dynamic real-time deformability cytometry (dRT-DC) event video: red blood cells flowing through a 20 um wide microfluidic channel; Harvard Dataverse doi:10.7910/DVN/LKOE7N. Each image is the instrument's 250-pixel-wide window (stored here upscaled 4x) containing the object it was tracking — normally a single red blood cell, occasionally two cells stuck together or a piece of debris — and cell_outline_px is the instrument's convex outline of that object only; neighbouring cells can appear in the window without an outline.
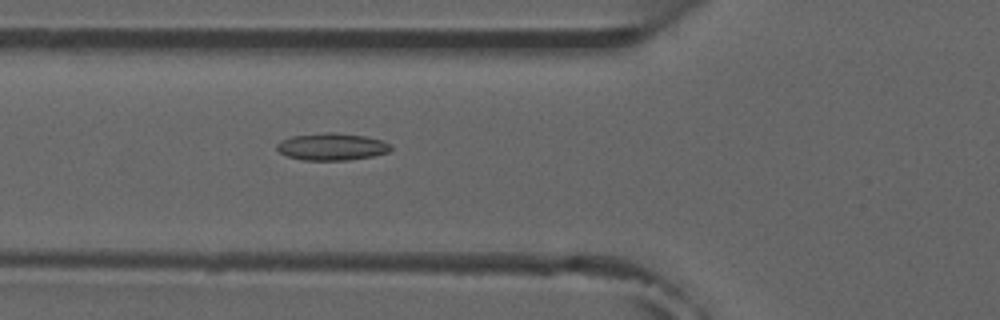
{"species": "common noctule bat (a hibernating species)", "species_latin": "Nyctalus noctula", "temperature_condition": "room temperature", "stored_images_in_passage": 6, "camera_frame_rate_fps": 3000, "um_per_image_px": 0.085, "animal": {"sex": "male", "forearm_length_mm": 52.5}, "frame": {"image": 1, "passage_image": 6, "time_ms": 5.667, "image_size_px": [1000, 320], "cell_outline_px": [[392, 148], [388, 152], [372, 156], [348, 160], [304, 160], [288, 156], [280, 152], [276, 148], [276, 144], [280, 140], [292, 136], [328, 132], [332, 132], [364, 136], [380, 140], [392, 144]], "centroid_in_image_um": [28.2, 12.47], "position_along_channel_um": 97.6, "area_um2": 17.92}}